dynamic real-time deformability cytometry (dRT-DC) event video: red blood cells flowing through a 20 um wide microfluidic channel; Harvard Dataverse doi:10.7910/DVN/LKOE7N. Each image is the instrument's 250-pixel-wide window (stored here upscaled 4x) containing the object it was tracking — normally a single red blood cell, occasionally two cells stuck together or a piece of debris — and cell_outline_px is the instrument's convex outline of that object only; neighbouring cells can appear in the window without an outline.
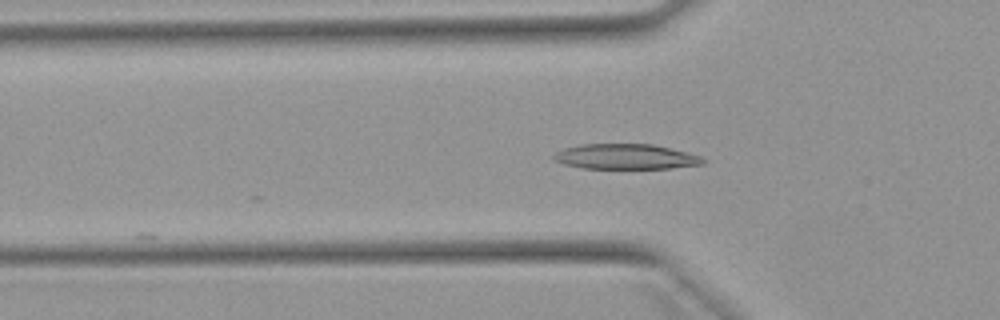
{"species": "Egyptian fruit bat (a non-hibernating species)", "species_latin": "Rousettus aegyptiacus", "temperature_condition": "warm", "stored_images_in_passage": 16, "camera_frame_rate_fps": 3000, "um_per_image_px": 0.085, "animal": {"sex": "female"}, "frame": {"image": 1, "passage_image": 7, "time_ms": 2.0, "image_size_px": [1000, 320], "cell_outline_px": [[708, 160], [704, 164], [672, 168], [580, 168], [564, 164], [552, 160], [552, 156], [556, 152], [564, 148], [580, 144], [652, 144], [700, 156]], "centroid_in_image_um": [53.15, 13.32], "position_along_channel_um": 72.6, "area_um2": 21.91}}
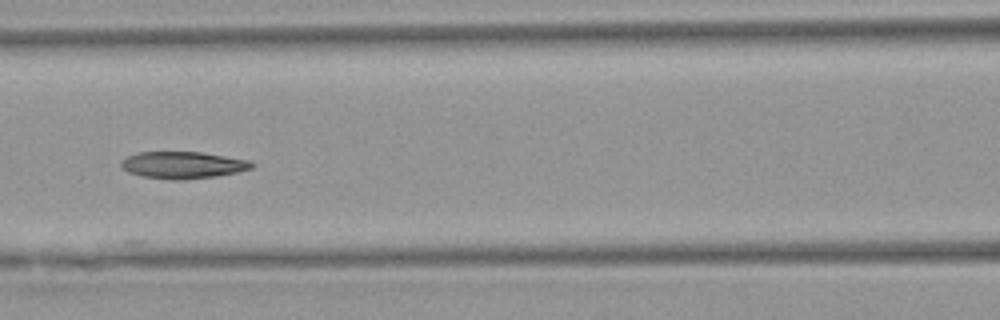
{"frame": {"image": 2, "passage_image": 13, "time_ms": 4.0, "image_size_px": [1000, 320], "cell_outline_px": [[256, 164], [252, 168], [236, 172], [216, 176], [184, 180], [168, 180], [144, 176], [128, 172], [120, 164], [120, 160], [136, 152], [200, 152], [248, 160]], "centroid_in_image_um": [15.53, 14.03], "position_along_channel_um": 151.1, "area_um2": 20.46}}
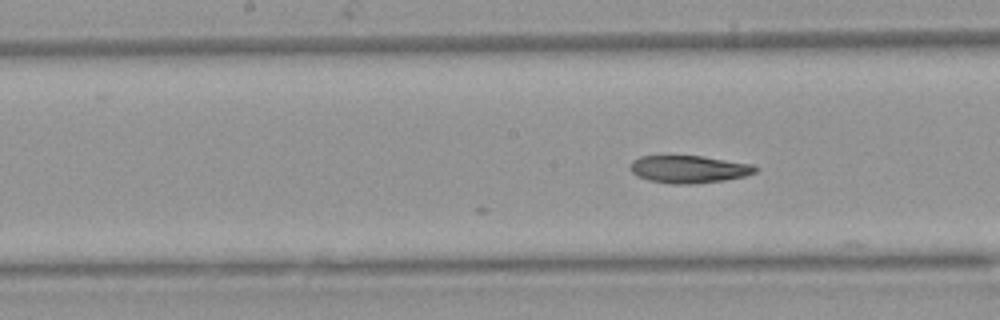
{"frame": {"image": 3, "passage_image": 16, "time_ms": 5.0, "image_size_px": [1000, 320], "cell_outline_px": [[760, 168], [756, 172], [744, 176], [724, 180], [696, 184], [672, 184], [648, 180], [636, 176], [632, 172], [632, 160], [640, 156], [704, 156], [752, 164]], "centroid_in_image_um": [58.58, 14.38], "position_along_channel_um": 189.6, "area_um2": 20.11}}